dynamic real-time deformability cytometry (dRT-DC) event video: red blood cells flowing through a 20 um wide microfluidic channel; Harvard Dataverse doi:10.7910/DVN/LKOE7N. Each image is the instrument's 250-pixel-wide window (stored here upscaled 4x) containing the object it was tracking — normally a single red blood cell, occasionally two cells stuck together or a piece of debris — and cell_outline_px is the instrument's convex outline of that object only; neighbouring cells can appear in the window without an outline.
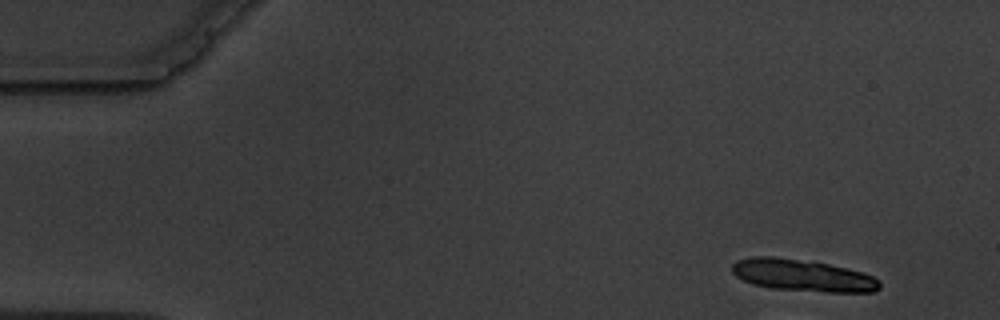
{"species": "common noctule bat (a hibernating species)", "species_latin": "Nyctalus noctula", "temperature_condition": "warm", "stored_images_in_passage": 5, "camera_frame_rate_fps": 3000, "um_per_image_px": 0.085, "animal": {"sex": "male", "body_mass_g": 19.5, "forearm_length_mm": 54.6}, "frame": {"image": 1, "passage_image": 1, "time_ms": 0.0, "image_size_px": [1000, 320], "cell_outline_px": [[880, 288], [872, 292], [828, 292], [772, 288], [752, 284], [736, 276], [732, 272], [732, 264], [736, 260], [752, 256], [772, 256], [828, 264], [848, 268], [872, 276], [880, 280]], "centroid_in_image_um": [68.2, 23.4], "position_along_channel_um": 16.8, "area_um2": 27.28}}